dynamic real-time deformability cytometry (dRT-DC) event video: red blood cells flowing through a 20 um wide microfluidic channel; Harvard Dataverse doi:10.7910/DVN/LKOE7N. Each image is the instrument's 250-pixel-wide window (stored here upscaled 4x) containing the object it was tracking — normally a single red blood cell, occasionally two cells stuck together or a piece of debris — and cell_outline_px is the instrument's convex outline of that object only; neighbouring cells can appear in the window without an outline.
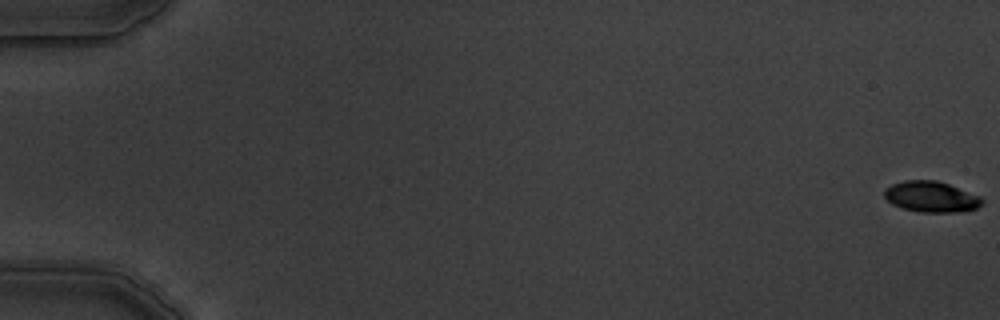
{"species": "common noctule bat (a hibernating species)", "species_latin": "Nyctalus noctula", "temperature_condition": "warm", "stored_images_in_passage": 6, "camera_frame_rate_fps": 3000, "um_per_image_px": 0.085, "animal": {"sex": "male", "body_mass_g": 19.5, "forearm_length_mm": 54.6}, "frame": {"image": 1, "passage_image": 1, "time_ms": 0.0, "image_size_px": [1000, 320], "cell_outline_px": [[984, 200], [976, 208], [960, 212], [920, 212], [904, 208], [892, 204], [884, 196], [884, 188], [892, 184], [904, 180], [936, 180], [948, 184], [980, 196]], "centroid_in_image_um": [79.13, 16.72], "position_along_channel_um": 5.9, "area_um2": 17.46}}
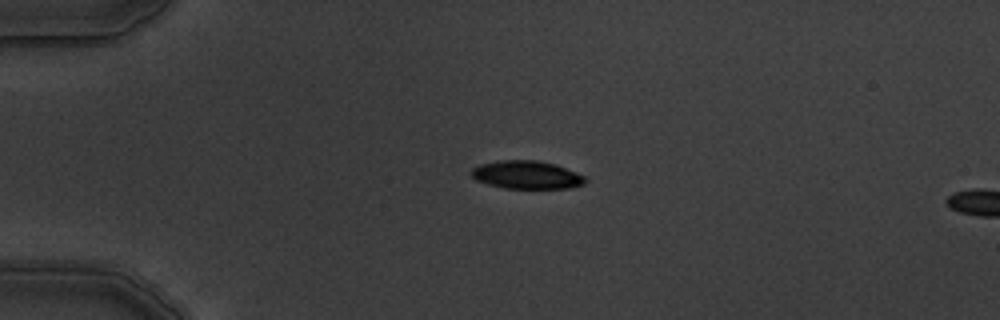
{"frame": {"image": 2, "passage_image": 5, "time_ms": 4.667, "image_size_px": [1000, 320], "cell_outline_px": [[588, 180], [584, 184], [572, 188], [504, 188], [488, 184], [476, 180], [468, 172], [472, 168], [480, 164], [496, 160], [536, 160], [556, 164], [576, 172], [584, 176]], "centroid_in_image_um": [44.76, 14.85], "position_along_channel_um": 40.2, "area_um2": 18.84}}